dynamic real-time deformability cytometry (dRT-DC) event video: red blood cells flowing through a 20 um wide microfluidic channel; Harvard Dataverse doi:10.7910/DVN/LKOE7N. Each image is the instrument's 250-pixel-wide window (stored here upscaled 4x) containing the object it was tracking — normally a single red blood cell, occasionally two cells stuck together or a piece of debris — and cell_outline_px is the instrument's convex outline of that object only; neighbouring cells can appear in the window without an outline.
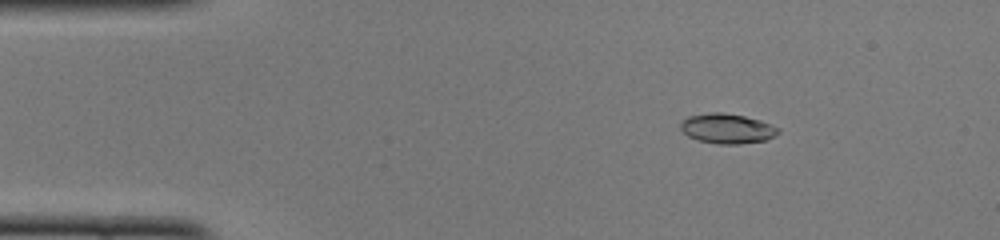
{"species": "common noctule bat (a hibernating species)", "species_latin": "Nyctalus noctula", "temperature_condition": "cold", "stored_images_in_passage": 49, "camera_frame_rate_fps": 3000, "um_per_image_px": 0.085, "animal": {"sex": "female", "body_mass_g": 22.0, "forearm_length_mm": 56.7}, "frame": {"image": 1, "passage_image": 6, "time_ms": 1.667, "image_size_px": [1000, 240], "cell_outline_px": [[780, 132], [764, 140], [740, 144], [720, 144], [700, 140], [688, 136], [680, 128], [680, 124], [688, 116], [708, 112], [724, 112], [744, 116], [760, 120], [780, 128]], "centroid_in_image_um": [61.81, 10.91], "position_along_channel_um": 23.2, "area_um2": 16.88}}
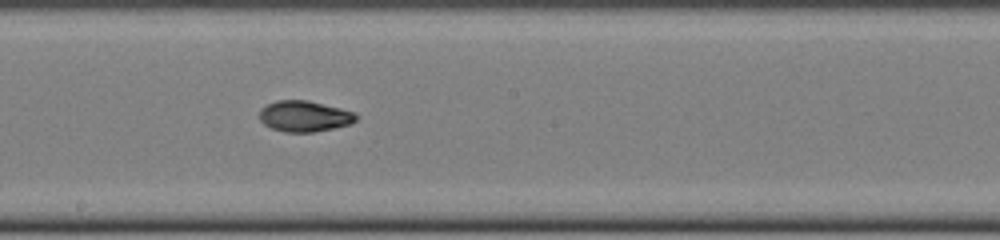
{"frame": {"image": 2, "passage_image": 26, "time_ms": 8.333, "image_size_px": [1000, 240], "cell_outline_px": [[360, 116], [352, 124], [312, 132], [284, 132], [272, 128], [264, 124], [260, 120], [260, 108], [276, 100], [308, 100], [356, 112]], "centroid_in_image_um": [25.9, 9.87], "position_along_channel_um": 222.3, "area_um2": 17.51}}
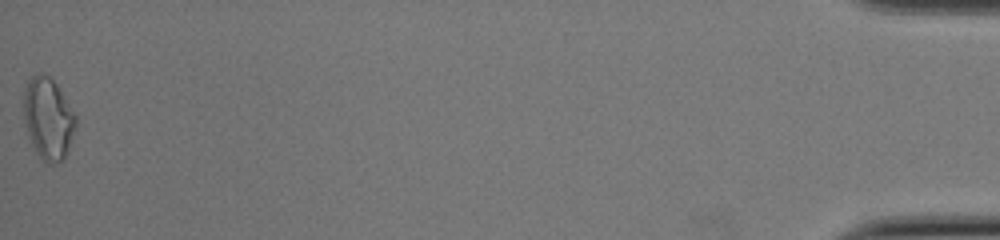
{"frame": {"image": 3, "passage_image": 49, "time_ms": 16.0, "image_size_px": [1000, 240], "cell_outline_px": [[76, 124], [68, 152], [56, 164], [48, 164], [36, 152], [28, 136], [24, 124], [24, 88], [28, 80], [32, 76], [40, 72], [44, 72], [56, 84], [76, 116]], "centroid_in_image_um": [4.07, 10.07], "position_along_channel_um": 431.1, "area_um2": 24.68}, "authors_computed_cell_mechanics": {"area_um2": 17.1666, "velocity_mm_per_s": 4.0068, "shape_relaxation_time_tau1_ms": 3.3756, "shape_relaxation_time_tau2_ms": 5.3217, "deformation_change_tau1": 0.1564, "deformation_change_tau2": 0.0972}}